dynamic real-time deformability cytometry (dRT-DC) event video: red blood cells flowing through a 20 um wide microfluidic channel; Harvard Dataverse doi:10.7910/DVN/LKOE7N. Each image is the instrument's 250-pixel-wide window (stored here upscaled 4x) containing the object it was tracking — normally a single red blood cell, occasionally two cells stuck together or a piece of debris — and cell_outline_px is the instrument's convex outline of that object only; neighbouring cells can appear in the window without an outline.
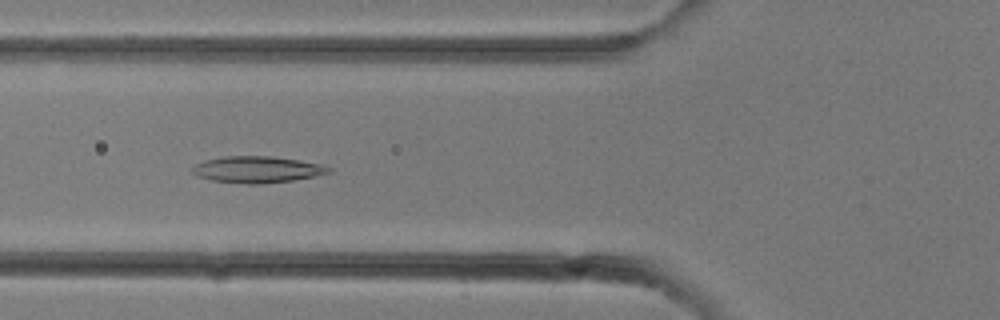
{"species": "common noctule bat (a hibernating species)", "species_latin": "Nyctalus noctula", "temperature_condition": "room temperature", "stored_images_in_passage": 29, "camera_frame_rate_fps": 3000, "um_per_image_px": 0.085, "animal": {"sex": "female"}, "frame": {"image": 1, "passage_image": 11, "time_ms": 3.333, "image_size_px": [1000, 320], "cell_outline_px": [[332, 172], [316, 176], [292, 180], [260, 184], [248, 184], [212, 180], [196, 176], [192, 172], [192, 168], [196, 164], [208, 160], [224, 156], [272, 156], [300, 160], [320, 164], [332, 168]], "centroid_in_image_um": [21.89, 14.41], "position_along_channel_um": 103.9, "area_um2": 20.98}}
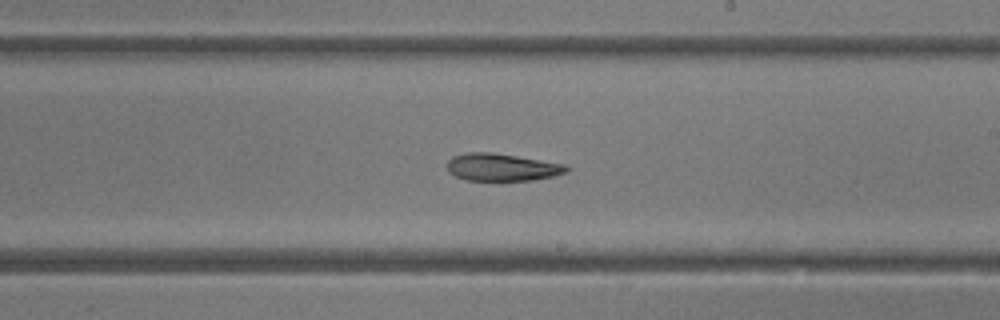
{"frame": {"image": 2, "passage_image": 17, "time_ms": 5.333, "image_size_px": [1000, 320], "cell_outline_px": [[568, 172], [552, 176], [532, 180], [464, 180], [448, 172], [448, 160], [452, 156], [464, 152], [492, 152], [568, 164]], "centroid_in_image_um": [42.66, 14.2], "position_along_channel_um": 246.3, "area_um2": 19.19}}
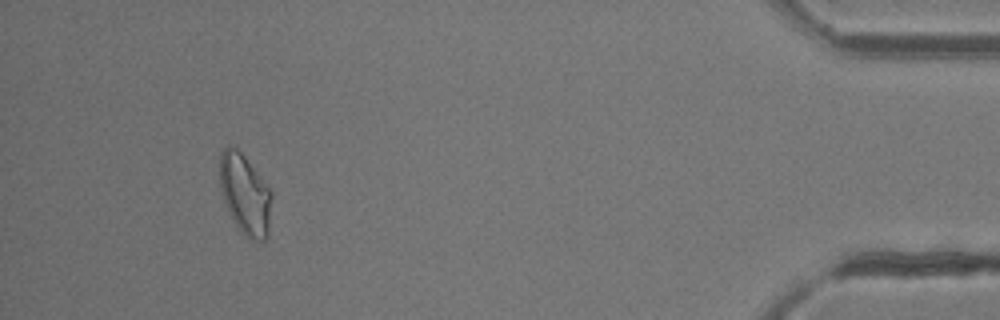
{"frame": {"image": 3, "passage_image": 27, "time_ms": 8.667, "image_size_px": [1000, 320], "cell_outline_px": [[272, 196], [268, 236], [264, 240], [256, 240], [244, 236], [240, 232], [224, 200], [220, 184], [220, 152], [228, 144], [232, 144], [244, 156], [272, 192]], "centroid_in_image_um": [20.83, 16.51], "position_along_channel_um": 414.4, "area_um2": 23.99}}